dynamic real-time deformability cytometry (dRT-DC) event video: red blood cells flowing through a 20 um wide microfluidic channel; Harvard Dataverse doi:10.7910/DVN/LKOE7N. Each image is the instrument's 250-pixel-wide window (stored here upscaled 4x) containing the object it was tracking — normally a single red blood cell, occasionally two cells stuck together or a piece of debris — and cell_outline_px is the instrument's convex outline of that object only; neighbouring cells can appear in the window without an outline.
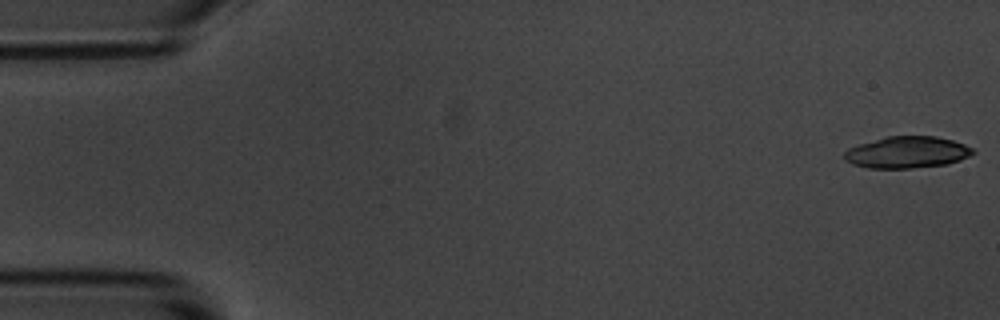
{"species": "common noctule bat (a hibernating species)", "species_latin": "Nyctalus noctula", "temperature_condition": "room temperature", "stored_images_in_passage": 49, "camera_frame_rate_fps": 3000, "um_per_image_px": 0.085, "animal": {"sex": "male", "body_mass_g": 20.1, "forearm_length_mm": 53.5}, "frame": {"image": 1, "passage_image": 1, "time_ms": 0.0, "image_size_px": [1000, 320], "cell_outline_px": [[976, 152], [960, 160], [948, 164], [912, 168], [868, 168], [852, 164], [844, 160], [844, 152], [848, 148], [860, 144], [888, 136], [936, 136], [952, 140], [964, 144], [972, 148]], "centroid_in_image_um": [77.1, 12.95], "position_along_channel_um": 7.9, "area_um2": 23.7}}
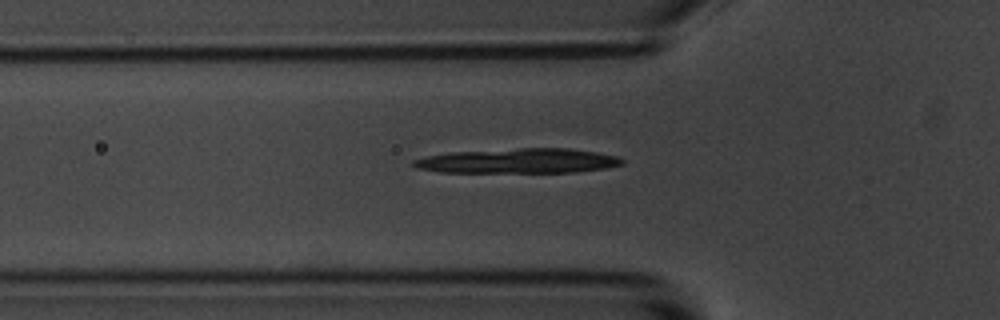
{"frame": {"image": 2, "passage_image": 18, "time_ms": 5.667, "image_size_px": [1000, 320], "cell_outline_px": [[624, 164], [604, 168], [576, 172], [440, 172], [420, 168], [412, 164], [412, 160], [428, 156], [452, 152], [520, 148], [568, 148], [596, 152], [616, 156], [624, 160]], "centroid_in_image_um": [44.09, 13.67], "position_along_channel_um": 81.7, "area_um2": 29.82}}
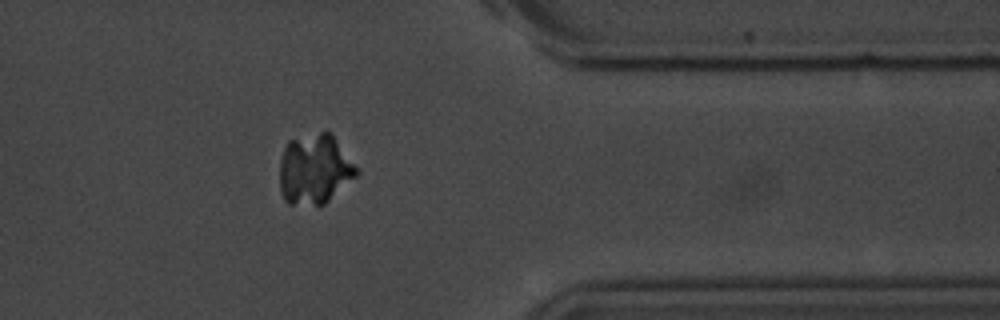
{"frame": {"image": 3, "passage_image": 44, "time_ms": 14.333, "image_size_px": [1000, 320], "cell_outline_px": [[360, 172], [356, 176], [324, 204], [288, 204], [284, 200], [280, 192], [280, 160], [284, 148], [288, 140], [320, 132], [332, 132]], "centroid_in_image_um": [26.73, 14.37], "position_along_channel_um": 384.7, "area_um2": 31.27}}